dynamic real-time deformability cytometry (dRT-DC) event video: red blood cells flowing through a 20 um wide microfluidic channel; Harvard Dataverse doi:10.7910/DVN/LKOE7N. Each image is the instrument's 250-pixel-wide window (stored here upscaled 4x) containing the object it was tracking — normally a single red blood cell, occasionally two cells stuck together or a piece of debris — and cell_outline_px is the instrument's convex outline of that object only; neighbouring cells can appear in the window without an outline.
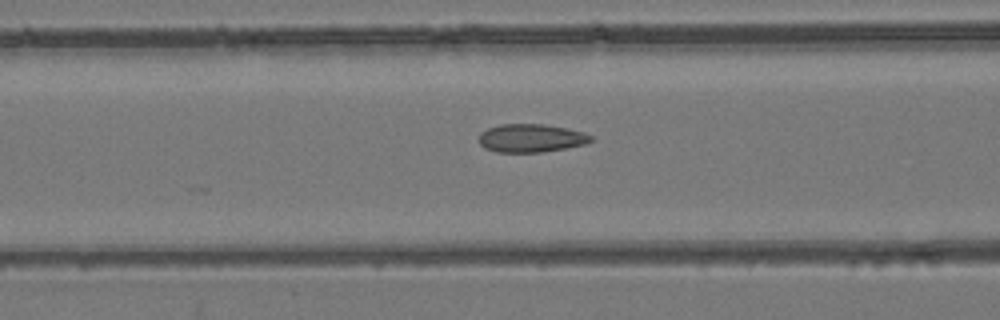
{"species": "common noctule bat (a hibernating species)", "species_latin": "Nyctalus noctula", "temperature_condition": "room temperature", "stored_images_in_passage": 44, "camera_frame_rate_fps": 3000, "um_per_image_px": 0.085, "animal": {"sex": "female", "body_mass_g": 24.6, "forearm_length_mm": 56.2}, "frame": {"image": 1, "passage_image": 22, "time_ms": 7.0, "image_size_px": [1000, 320], "cell_outline_px": [[592, 140], [584, 144], [564, 148], [540, 152], [496, 152], [484, 148], [480, 144], [480, 132], [488, 128], [500, 124], [544, 124], [584, 132], [592, 136]], "centroid_in_image_um": [45.1, 11.74], "position_along_channel_um": 121.5, "area_um2": 18.26}}
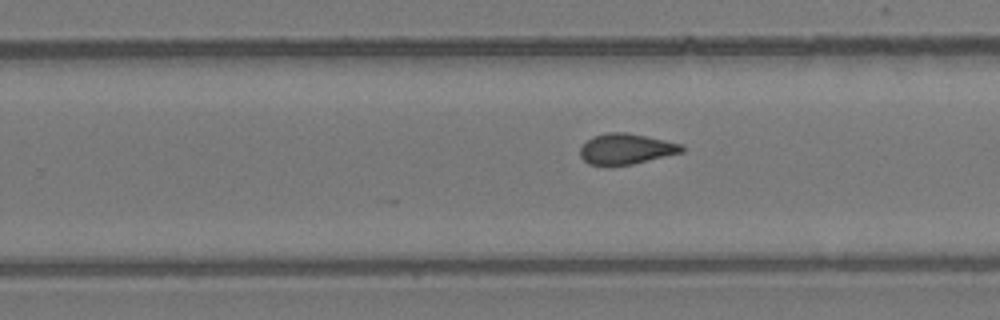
{"frame": {"image": 2, "passage_image": 34, "time_ms": 11.0, "image_size_px": [1000, 320], "cell_outline_px": [[684, 152], [632, 164], [612, 168], [608, 168], [588, 164], [580, 156], [580, 148], [592, 136], [608, 132], [624, 132], [684, 144]], "centroid_in_image_um": [53.19, 12.7], "position_along_channel_um": 276.6, "area_um2": 18.55}}
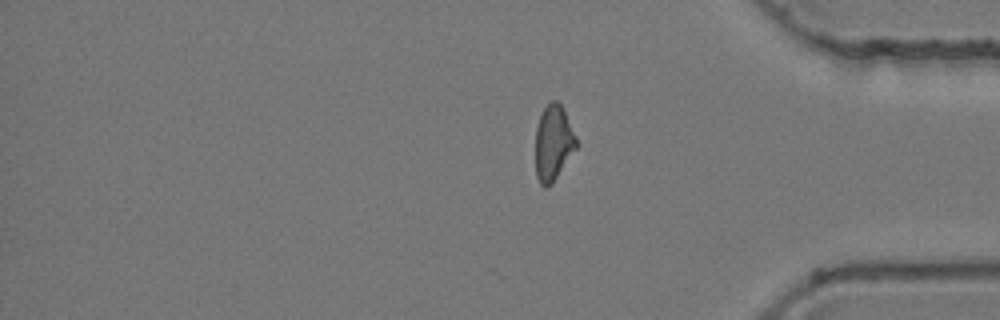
{"frame": {"image": 3, "passage_image": 44, "time_ms": 14.333, "image_size_px": [1000, 320], "cell_outline_px": [[580, 144], [552, 184], [544, 188], [540, 184], [536, 176], [536, 128], [540, 116], [544, 108], [552, 100], [556, 100], [564, 108]], "centroid_in_image_um": [47.07, 12.15], "position_along_channel_um": 388.1, "area_um2": 18.26}, "authors_computed_cell_mechanics": {"area_um2": 18.9006, "velocity_mm_per_s": 3.8897, "shape_relaxation_time_tau1_ms": null, "shape_relaxation_time_tau2_ms": 1.7702, "deformation_change_tau1": null, "deformation_change_tau2": 0.0687}}